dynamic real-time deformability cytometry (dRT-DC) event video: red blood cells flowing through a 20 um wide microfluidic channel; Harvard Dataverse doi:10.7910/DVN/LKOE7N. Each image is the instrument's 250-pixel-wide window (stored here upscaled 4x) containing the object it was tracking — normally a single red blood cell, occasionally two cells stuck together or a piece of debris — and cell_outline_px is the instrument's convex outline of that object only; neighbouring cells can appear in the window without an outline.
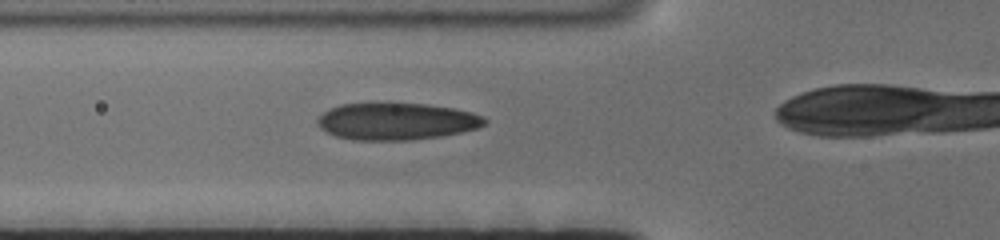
{"species": "human", "species_latin": "Homo sapiens", "temperature_condition": "cold", "stored_images_in_passage": 93, "camera_frame_rate_fps": 3000, "um_per_image_px": 0.085, "donor": {"sex": "female"}, "frame": {"image": 1, "passage_image": 31, "time_ms": 10.0, "image_size_px": [1000, 240], "cell_outline_px": [[488, 124], [480, 128], [440, 136], [412, 140], [352, 140], [336, 136], [324, 132], [316, 124], [316, 120], [328, 108], [340, 104], [428, 104], [456, 108], [472, 112], [484, 116], [488, 120]], "centroid_in_image_um": [33.73, 10.32], "position_along_channel_um": 92.1, "area_um2": 36.36}}
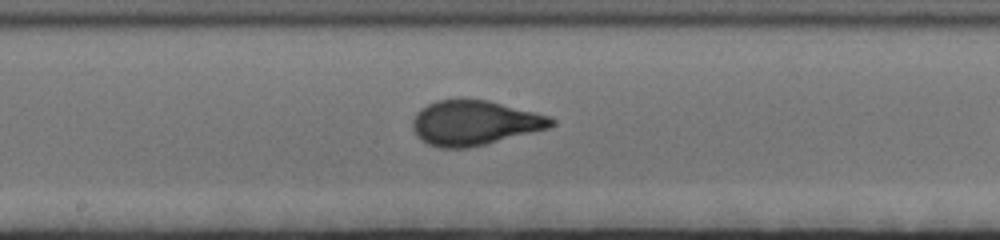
{"frame": {"image": 2, "passage_image": 55, "time_ms": 18.0, "image_size_px": [1000, 240], "cell_outline_px": [[556, 124], [548, 128], [468, 148], [440, 148], [428, 144], [420, 140], [416, 136], [412, 128], [412, 120], [416, 112], [420, 108], [436, 100], [488, 100], [552, 116], [556, 120]], "centroid_in_image_um": [40.31, 10.44], "position_along_channel_um": 207.9, "area_um2": 36.18}}
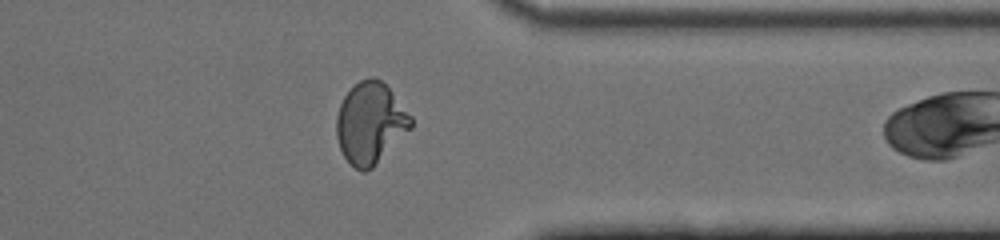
{"frame": {"image": 3, "passage_image": 92, "time_ms": 30.333, "image_size_px": [1000, 240], "cell_outline_px": [[412, 128], [372, 168], [364, 172], [356, 168], [344, 156], [340, 148], [336, 136], [336, 116], [340, 104], [344, 96], [360, 80], [368, 76], [372, 76], [380, 80], [388, 88], [412, 116]], "centroid_in_image_um": [31.48, 10.46], "position_along_channel_um": 379.9, "area_um2": 34.97}}